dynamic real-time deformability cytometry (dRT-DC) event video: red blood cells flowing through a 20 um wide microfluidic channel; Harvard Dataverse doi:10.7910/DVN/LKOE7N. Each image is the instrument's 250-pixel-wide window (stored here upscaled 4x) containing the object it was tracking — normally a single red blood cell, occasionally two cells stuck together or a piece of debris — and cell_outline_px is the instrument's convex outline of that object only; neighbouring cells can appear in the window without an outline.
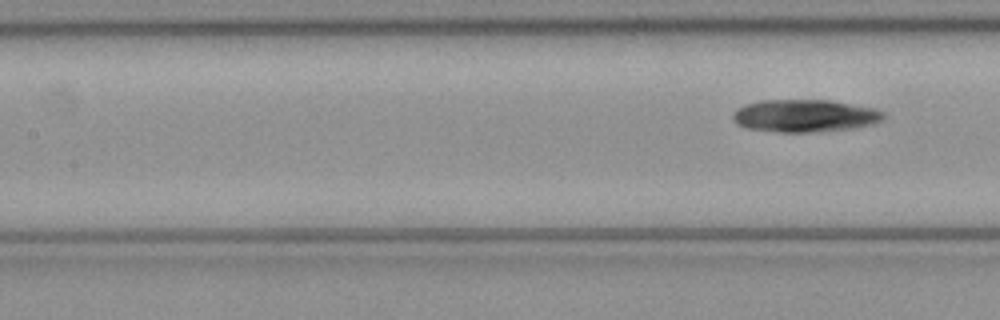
{"species": "common noctule bat (a hibernating species)", "species_latin": "Nyctalus noctula", "temperature_condition": "cold", "stored_images_in_passage": 5, "segment_of_instrument_passage": [2, 2], "camera_frame_rate_fps": 3000, "um_per_image_px": 0.085, "animal": {"sex": "female", "body_mass_g": 21.9}, "frame": {"image": 1, "passage_image": 5, "time_ms": 1.333, "image_size_px": [1000, 320], "cell_outline_px": [[884, 116], [880, 120], [872, 124], [852, 128], [816, 132], [776, 132], [744, 128], [736, 124], [732, 120], [732, 112], [736, 108], [744, 104], [760, 100], [828, 100], [876, 108], [884, 112]], "centroid_in_image_um": [68.33, 9.84], "position_along_channel_um": 139.1, "area_um2": 28.84}}